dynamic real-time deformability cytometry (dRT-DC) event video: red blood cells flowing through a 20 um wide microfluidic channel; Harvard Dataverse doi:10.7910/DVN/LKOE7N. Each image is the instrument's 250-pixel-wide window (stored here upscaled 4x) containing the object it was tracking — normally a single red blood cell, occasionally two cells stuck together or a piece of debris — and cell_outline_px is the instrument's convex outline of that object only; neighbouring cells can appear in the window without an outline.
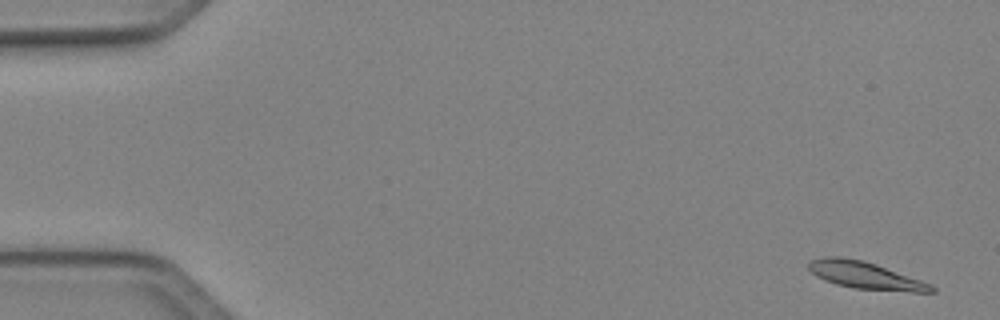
{"species": "Egyptian fruit bat (a non-hibernating species)", "species_latin": "Rousettus aegyptiacus", "temperature_condition": "cold", "stored_images_in_passage": 50, "camera_frame_rate_fps": 3000, "um_per_image_px": 0.085, "animal": {"sex": "female"}, "frame": {"image": 1, "passage_image": 2, "time_ms": 0.333, "image_size_px": [1000, 320], "cell_outline_px": [[936, 292], [912, 292], [852, 288], [836, 284], [824, 280], [816, 276], [808, 268], [808, 264], [812, 260], [824, 256], [836, 256], [864, 260], [876, 264], [932, 284], [936, 288]], "centroid_in_image_um": [73.56, 23.41], "position_along_channel_um": 11.4, "area_um2": 19.48}}
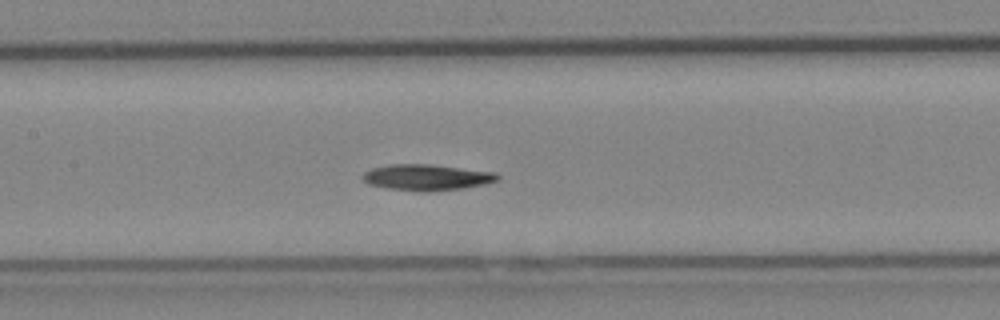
{"frame": {"image": 2, "passage_image": 24, "time_ms": 7.667, "image_size_px": [1000, 320], "cell_outline_px": [[500, 180], [484, 184], [464, 188], [424, 192], [420, 192], [388, 188], [368, 184], [360, 176], [364, 172], [372, 168], [388, 164], [428, 164], [496, 172], [500, 176]], "centroid_in_image_um": [36.27, 15.07], "position_along_channel_um": 171.1, "area_um2": 20.58}}
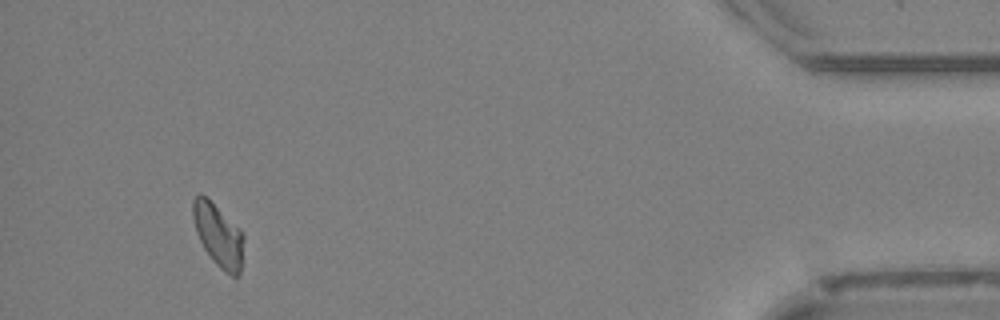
{"frame": {"image": 3, "passage_image": 47, "time_ms": 15.333, "image_size_px": [1000, 320], "cell_outline_px": [[244, 240], [240, 276], [232, 276], [224, 272], [212, 260], [204, 248], [196, 232], [192, 216], [192, 200], [200, 192], [240, 228], [244, 236]], "centroid_in_image_um": [18.56, 20.01], "position_along_channel_um": 416.6, "area_um2": 18.61}, "authors_computed_cell_mechanics": {"area_um2": 19.3052, "velocity_mm_per_s": 4.0617, "shape_relaxation_time_tau1_ms": 5.3714, "shape_relaxation_time_tau2_ms": null, "deformation_change_tau1": 0.1378, "deformation_change_tau2": null}}